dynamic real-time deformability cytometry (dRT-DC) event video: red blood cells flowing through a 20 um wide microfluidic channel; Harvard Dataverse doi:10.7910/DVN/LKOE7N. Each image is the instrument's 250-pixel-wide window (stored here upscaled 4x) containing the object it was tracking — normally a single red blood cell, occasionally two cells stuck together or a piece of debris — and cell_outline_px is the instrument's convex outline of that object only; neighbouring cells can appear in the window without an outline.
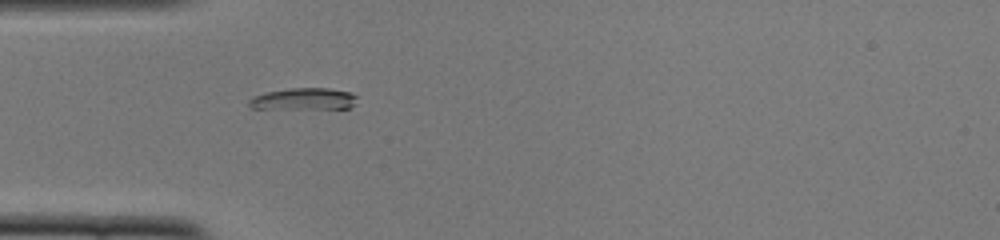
{"species": "common noctule bat (a hibernating species)", "species_latin": "Nyctalus noctula", "temperature_condition": "cold", "stored_images_in_passage": 2, "camera_frame_rate_fps": 3000, "um_per_image_px": 0.085, "animal": {"sex": "female", "body_mass_g": 22.0, "forearm_length_mm": 56.7}, "frame": {"image": 1, "passage_image": 1, "time_ms": 0.0, "image_size_px": [1000, 240], "cell_outline_px": [[360, 96], [356, 104], [352, 108], [252, 108], [248, 104], [248, 100], [252, 96], [268, 92], [292, 88], [328, 88], [352, 92]], "centroid_in_image_um": [25.91, 8.41], "position_along_channel_um": 59.1, "area_um2": 13.81}}